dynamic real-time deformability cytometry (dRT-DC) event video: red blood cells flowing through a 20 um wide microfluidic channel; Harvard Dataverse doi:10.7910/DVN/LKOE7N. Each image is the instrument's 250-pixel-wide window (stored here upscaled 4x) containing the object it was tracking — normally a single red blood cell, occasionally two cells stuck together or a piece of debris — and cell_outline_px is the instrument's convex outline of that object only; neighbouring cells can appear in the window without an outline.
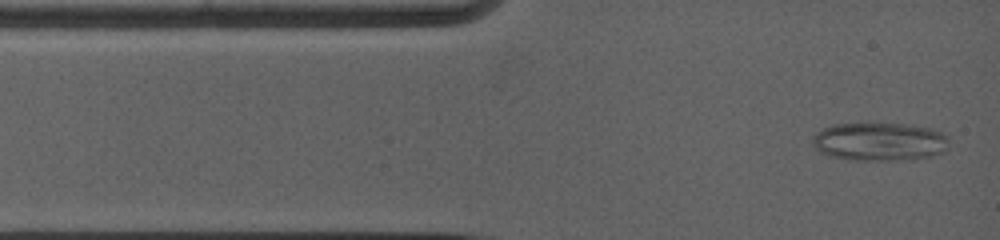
{"species": "common noctule bat (a hibernating species)", "species_latin": "Nyctalus noctula", "temperature_condition": "warm", "stored_images_in_passage": 28, "camera_frame_rate_fps": 5000, "um_per_image_px": 0.085, "animal": {"sex": "female", "body_mass_g": 19.0, "forearm_length_mm": 53.3}, "frame": {"image": 1, "passage_image": 1, "time_ms": 0.0, "image_size_px": [1000, 240], "cell_outline_px": [[948, 148], [944, 152], [932, 156], [916, 160], [848, 160], [828, 156], [820, 152], [812, 144], [812, 136], [816, 132], [824, 128], [836, 124], [896, 124], [928, 128], [940, 132], [948, 136]], "centroid_in_image_um": [74.75, 12.07], "position_along_channel_um": 10.2, "area_um2": 30.63}}
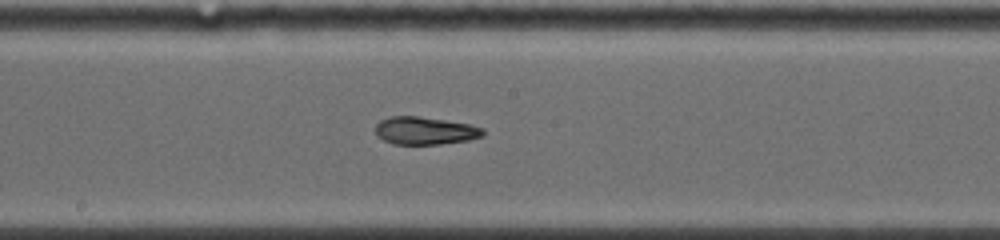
{"frame": {"image": 2, "passage_image": 19, "time_ms": 6.2, "image_size_px": [1000, 240], "cell_outline_px": [[484, 136], [468, 140], [440, 144], [392, 144], [384, 140], [376, 132], [376, 124], [380, 120], [392, 116], [420, 116], [468, 124], [484, 128]], "centroid_in_image_um": [36.14, 11.11], "position_along_channel_um": 212.1, "area_um2": 17.28}}
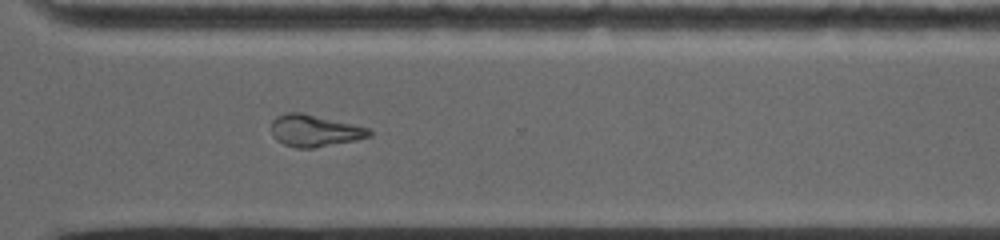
{"frame": {"image": 3, "passage_image": 28, "time_ms": 9.6, "image_size_px": [1000, 240], "cell_outline_px": [[372, 136], [356, 140], [312, 148], [296, 148], [284, 144], [276, 140], [272, 136], [272, 120], [276, 116], [288, 112], [300, 112], [372, 128]], "centroid_in_image_um": [26.76, 11.11], "position_along_channel_um": 343.8, "area_um2": 18.26}}